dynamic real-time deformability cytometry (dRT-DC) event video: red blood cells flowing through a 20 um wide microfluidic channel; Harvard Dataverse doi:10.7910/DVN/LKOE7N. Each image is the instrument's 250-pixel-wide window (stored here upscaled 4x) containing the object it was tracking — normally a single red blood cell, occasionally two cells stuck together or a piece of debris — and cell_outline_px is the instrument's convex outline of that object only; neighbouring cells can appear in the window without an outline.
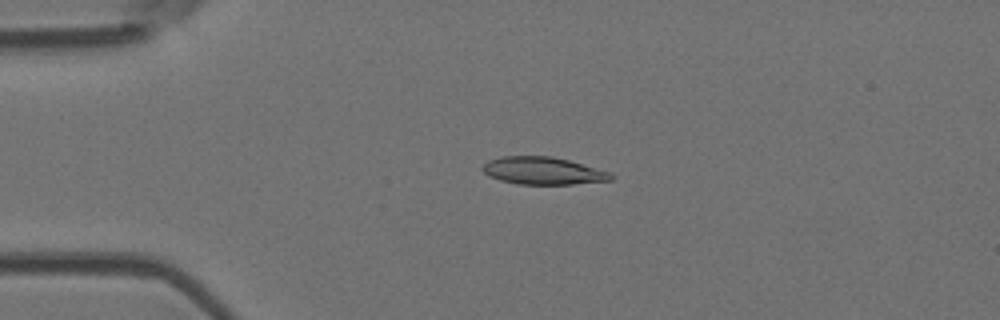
{"species": "Egyptian fruit bat (a non-hibernating species)", "species_latin": "Rousettus aegyptiacus", "temperature_condition": "room temperature", "stored_images_in_passage": 5, "camera_frame_rate_fps": 3000, "um_per_image_px": 0.085, "animal": {"sex": "female"}, "frame": {"image": 1, "passage_image": 3, "time_ms": 3.0, "image_size_px": [1000, 320], "cell_outline_px": [[616, 176], [612, 180], [572, 184], [516, 184], [500, 180], [488, 176], [480, 168], [488, 160], [500, 156], [552, 156], [568, 160], [612, 172]], "centroid_in_image_um": [46.16, 14.51], "position_along_channel_um": 38.8, "area_um2": 20.75}}
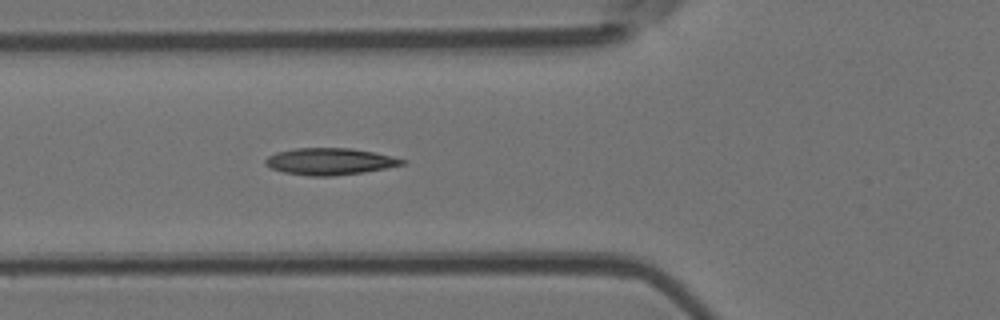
{"frame": {"image": 2, "passage_image": 5, "time_ms": 5.333, "image_size_px": [1000, 320], "cell_outline_px": [[408, 160], [404, 164], [364, 172], [332, 176], [308, 176], [284, 172], [272, 168], [264, 164], [264, 160], [268, 156], [276, 152], [296, 148], [352, 148], [392, 156]], "centroid_in_image_um": [28.02, 13.72], "position_along_channel_um": 97.8, "area_um2": 21.27}}